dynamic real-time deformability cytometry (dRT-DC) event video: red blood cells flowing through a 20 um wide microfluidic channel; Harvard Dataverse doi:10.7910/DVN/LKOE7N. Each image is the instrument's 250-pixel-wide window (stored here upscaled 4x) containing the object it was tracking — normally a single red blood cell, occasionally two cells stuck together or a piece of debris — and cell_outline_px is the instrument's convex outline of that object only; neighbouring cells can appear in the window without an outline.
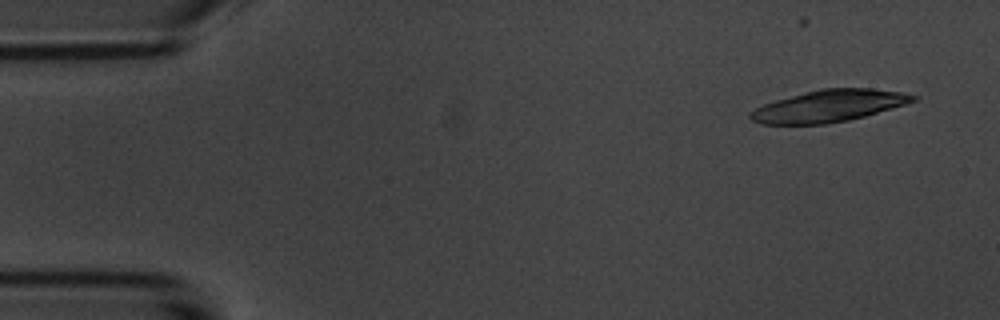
{"species": "common noctule bat (a hibernating species)", "species_latin": "Nyctalus noctula", "temperature_condition": "room temperature", "stored_images_in_passage": 8, "camera_frame_rate_fps": 3000, "um_per_image_px": 0.085, "animal": {"sex": "male", "body_mass_g": 20.1, "forearm_length_mm": 53.5}, "frame": {"image": 1, "passage_image": 1, "time_ms": 0.0, "image_size_px": [1000, 320], "cell_outline_px": [[920, 96], [916, 100], [892, 108], [864, 116], [848, 120], [824, 124], [760, 124], [752, 120], [748, 116], [748, 112], [764, 104], [776, 100], [804, 92], [820, 88], [872, 88], [900, 92]], "centroid_in_image_um": [70.43, 9.0], "position_along_channel_um": 14.6, "area_um2": 30.11}}
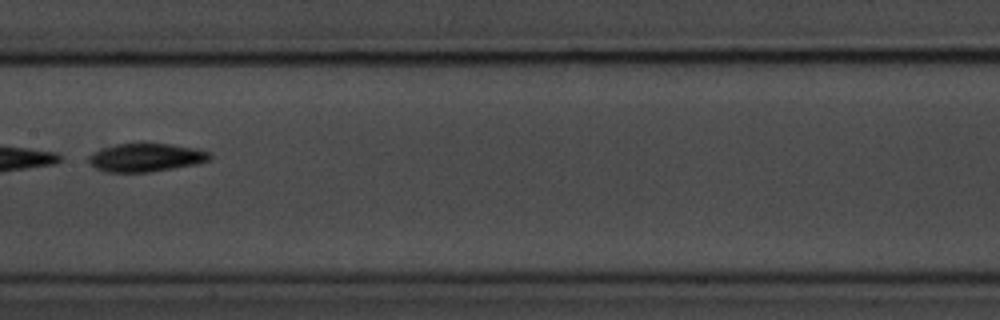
{"frame": {"image": 2, "passage_image": 7, "time_ms": 8.0, "image_size_px": [1000, 320], "cell_outline_px": [[212, 156], [208, 160], [196, 164], [148, 172], [104, 172], [88, 164], [88, 156], [100, 148], [116, 144], [172, 144], [196, 148], [212, 152]], "centroid_in_image_um": [12.38, 13.39], "position_along_channel_um": 195.0, "area_um2": 20.0}}